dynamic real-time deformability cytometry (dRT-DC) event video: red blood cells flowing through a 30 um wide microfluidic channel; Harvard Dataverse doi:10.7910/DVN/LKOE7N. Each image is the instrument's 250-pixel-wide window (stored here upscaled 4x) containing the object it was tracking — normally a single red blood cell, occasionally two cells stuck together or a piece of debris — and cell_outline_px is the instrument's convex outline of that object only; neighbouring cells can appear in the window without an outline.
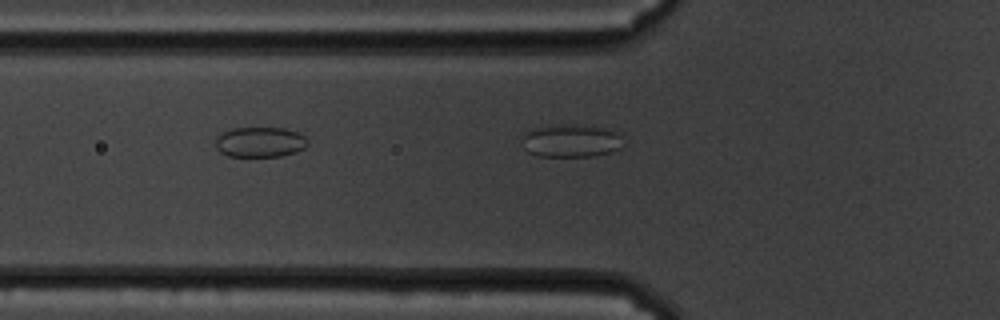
{"species": "common noctule bat (a hibernating species)", "species_latin": "Nyctalus noctula", "temperature_condition": "cold", "stored_images_in_passage": 21, "camera_frame_rate_fps": 3000, "um_per_image_px": 0.085, "animal": {"sex": "male", "body_mass_g": 19.5, "forearm_length_mm": 54.6}, "frame": {"image": 1, "passage_image": 21, "time_ms": 6.667, "image_size_px": [1000, 320], "cell_outline_px": [[620, 148], [612, 152], [592, 156], [536, 156], [528, 152], [524, 148], [520, 140], [524, 132], [536, 128], [604, 128], [616, 132], [620, 136]], "centroid_in_image_um": [48.48, 12.05], "position_along_channel_um": 77.3, "area_um2": 18.21}}